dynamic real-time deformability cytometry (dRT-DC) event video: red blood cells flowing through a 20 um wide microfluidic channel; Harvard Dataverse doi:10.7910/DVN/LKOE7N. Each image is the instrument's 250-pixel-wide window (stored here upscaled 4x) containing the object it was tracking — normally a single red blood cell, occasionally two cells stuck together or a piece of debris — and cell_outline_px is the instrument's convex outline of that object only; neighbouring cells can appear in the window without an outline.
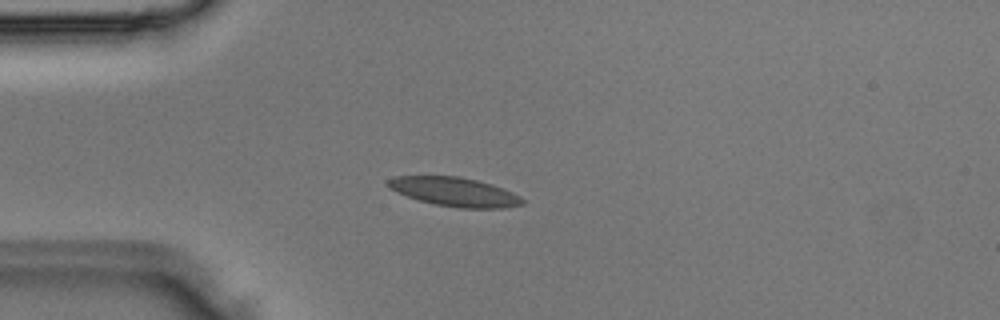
{"species": "Egyptian fruit bat (a non-hibernating species)", "species_latin": "Rousettus aegyptiacus", "temperature_condition": "room temperature", "stored_images_in_passage": 2, "camera_frame_rate_fps": 3000, "um_per_image_px": 0.085, "animal": {"sex": "male"}, "frame": {"image": 1, "passage_image": 2, "time_ms": 0.333, "image_size_px": [1000, 320], "cell_outline_px": [[524, 204], [504, 208], [460, 208], [436, 204], [420, 200], [408, 196], [388, 188], [384, 184], [384, 180], [392, 176], [460, 176], [492, 184], [504, 188], [520, 196], [524, 200]], "centroid_in_image_um": [38.61, 16.29], "position_along_channel_um": 46.4, "area_um2": 22.83}}